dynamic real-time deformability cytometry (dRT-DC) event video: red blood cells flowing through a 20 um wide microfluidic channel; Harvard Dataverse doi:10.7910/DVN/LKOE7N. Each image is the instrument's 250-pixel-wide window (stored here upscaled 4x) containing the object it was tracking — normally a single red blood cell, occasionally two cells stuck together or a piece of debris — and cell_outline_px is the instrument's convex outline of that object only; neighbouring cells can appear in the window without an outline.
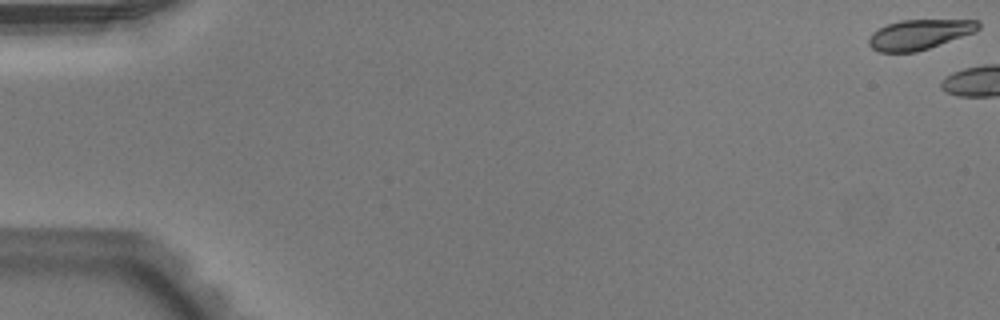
{"species": "Egyptian fruit bat (a non-hibernating species)", "species_latin": "Rousettus aegyptiacus", "temperature_condition": "warm", "stored_images_in_passage": 11, "camera_frame_rate_fps": 3000, "um_per_image_px": 0.085, "animal": {"sex": "male"}, "frame": {"image": 1, "passage_image": 1, "time_ms": 0.0, "image_size_px": [1000, 320], "cell_outline_px": [[980, 28], [976, 32], [916, 52], [880, 52], [872, 48], [868, 44], [868, 40], [872, 32], [888, 24], [900, 20], [976, 20], [980, 24]], "centroid_in_image_um": [78.14, 2.93], "position_along_channel_um": 6.9, "area_um2": 19.02}}